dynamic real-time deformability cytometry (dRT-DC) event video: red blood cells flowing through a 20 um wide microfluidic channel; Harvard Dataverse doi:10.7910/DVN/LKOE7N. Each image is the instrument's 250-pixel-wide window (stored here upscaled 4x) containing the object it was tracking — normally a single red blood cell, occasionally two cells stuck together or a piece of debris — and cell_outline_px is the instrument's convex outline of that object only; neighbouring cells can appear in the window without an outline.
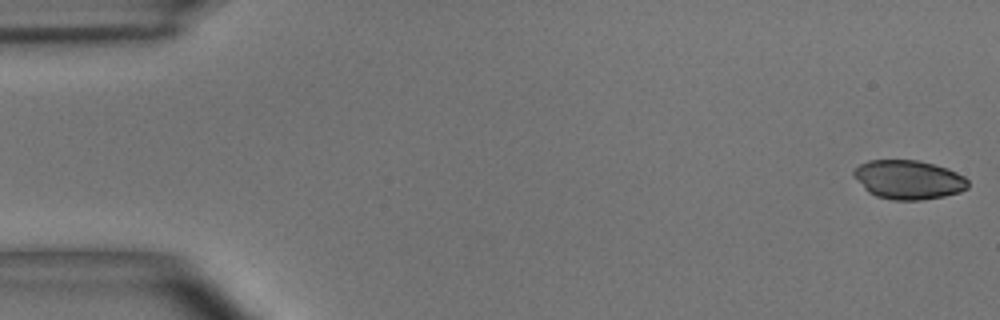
{"species": "common noctule bat (a hibernating species)", "species_latin": "Nyctalus noctula", "temperature_condition": "room temperature", "stored_images_in_passage": 12, "camera_frame_rate_fps": 3000, "um_per_image_px": 0.085, "animal": {"sex": "male", "body_mass_g": 15.6}, "frame": {"image": 1, "passage_image": 1, "time_ms": 0.0, "image_size_px": [1000, 320], "cell_outline_px": [[968, 188], [960, 192], [944, 196], [920, 200], [892, 200], [876, 196], [868, 192], [852, 176], [852, 172], [860, 164], [868, 160], [916, 160], [948, 168], [964, 176], [968, 180]], "centroid_in_image_um": [77.21, 15.27], "position_along_channel_um": 7.8, "area_um2": 26.07}}